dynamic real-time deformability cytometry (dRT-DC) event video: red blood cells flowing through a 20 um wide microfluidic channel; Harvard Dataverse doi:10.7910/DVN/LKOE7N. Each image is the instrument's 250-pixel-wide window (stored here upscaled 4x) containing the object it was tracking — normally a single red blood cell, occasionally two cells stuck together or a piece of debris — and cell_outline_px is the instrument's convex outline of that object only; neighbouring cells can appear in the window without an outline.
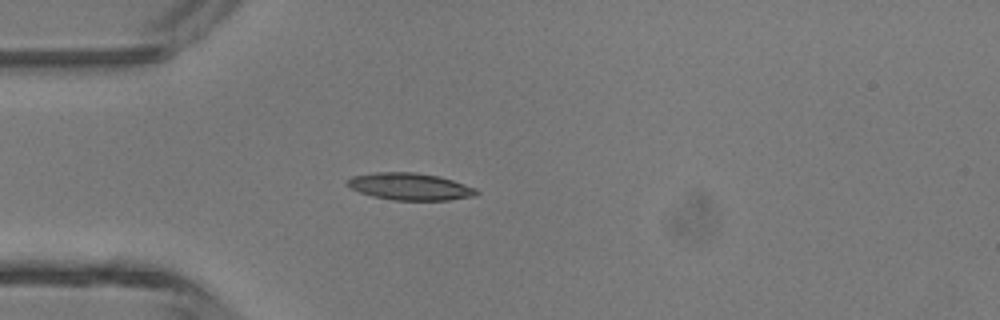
{"species": "common noctule bat (a hibernating species)", "species_latin": "Nyctalus noctula", "temperature_condition": "room temperature", "stored_images_in_passage": 2, "camera_frame_rate_fps": 3000, "um_per_image_px": 0.085, "animal": {"sex": "male", "body_mass_g": 13.3}, "frame": {"image": 1, "passage_image": 2, "time_ms": 0.333, "image_size_px": [1000, 320], "cell_outline_px": [[480, 192], [476, 196], [448, 200], [392, 200], [372, 196], [360, 192], [344, 184], [344, 180], [352, 176], [376, 172], [416, 172], [440, 176], [476, 188]], "centroid_in_image_um": [34.83, 15.85], "position_along_channel_um": 50.2, "area_um2": 20.58}}